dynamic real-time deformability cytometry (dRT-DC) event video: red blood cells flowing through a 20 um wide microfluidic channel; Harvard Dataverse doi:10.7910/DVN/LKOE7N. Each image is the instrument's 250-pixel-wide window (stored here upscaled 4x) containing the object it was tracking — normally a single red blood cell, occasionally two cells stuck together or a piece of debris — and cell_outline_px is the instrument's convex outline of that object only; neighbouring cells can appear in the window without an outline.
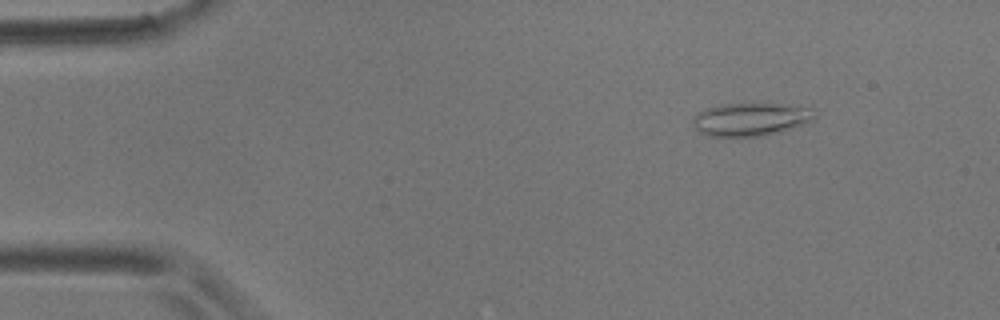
{"species": "common noctule bat (a hibernating species)", "species_latin": "Nyctalus noctula", "temperature_condition": "room temperature", "stored_images_in_passage": 7, "camera_frame_rate_fps": 3000, "um_per_image_px": 0.085, "animal": {"sex": "male", "body_mass_g": 17.9}, "frame": {"image": 1, "passage_image": 1, "time_ms": 0.0, "image_size_px": [1000, 320], "cell_outline_px": [[816, 120], [780, 132], [764, 136], [708, 136], [692, 128], [692, 116], [696, 112], [704, 108], [720, 104], [788, 104], [808, 108], [816, 116]], "centroid_in_image_um": [63.74, 10.14], "position_along_channel_um": 21.3, "area_um2": 23.76}}
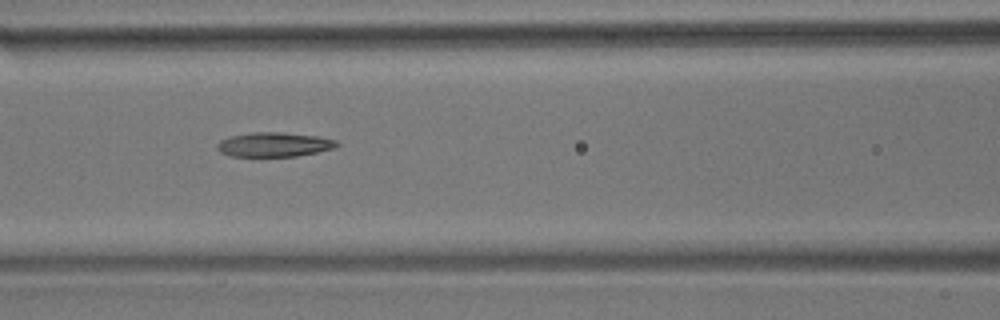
{"frame": {"image": 2, "passage_image": 6, "time_ms": 5.667, "image_size_px": [1000, 320], "cell_outline_px": [[340, 144], [336, 148], [296, 156], [232, 156], [220, 152], [216, 148], [216, 144], [220, 140], [228, 136], [252, 132], [280, 132], [316, 136], [336, 140]], "centroid_in_image_um": [23.27, 12.28], "position_along_channel_um": 143.3, "area_um2": 17.05}}
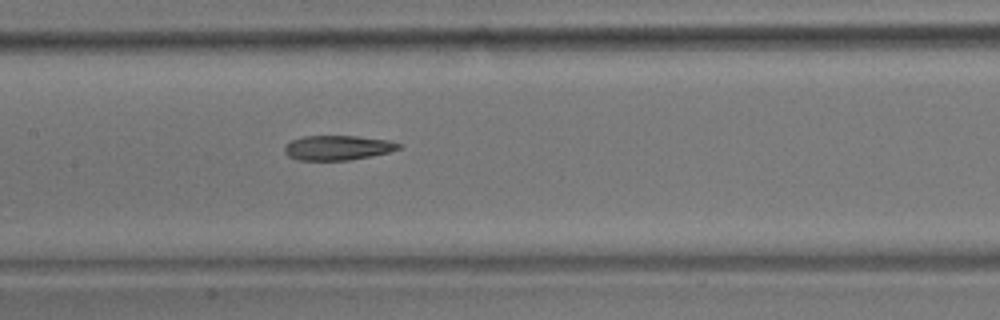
{"frame": {"image": 3, "passage_image": 7, "time_ms": 6.667, "image_size_px": [1000, 320], "cell_outline_px": [[400, 148], [388, 152], [348, 160], [296, 160], [288, 156], [284, 152], [284, 144], [292, 140], [304, 136], [356, 136], [388, 140], [400, 144]], "centroid_in_image_um": [28.63, 12.55], "position_along_channel_um": 178.8, "area_um2": 16.3}}